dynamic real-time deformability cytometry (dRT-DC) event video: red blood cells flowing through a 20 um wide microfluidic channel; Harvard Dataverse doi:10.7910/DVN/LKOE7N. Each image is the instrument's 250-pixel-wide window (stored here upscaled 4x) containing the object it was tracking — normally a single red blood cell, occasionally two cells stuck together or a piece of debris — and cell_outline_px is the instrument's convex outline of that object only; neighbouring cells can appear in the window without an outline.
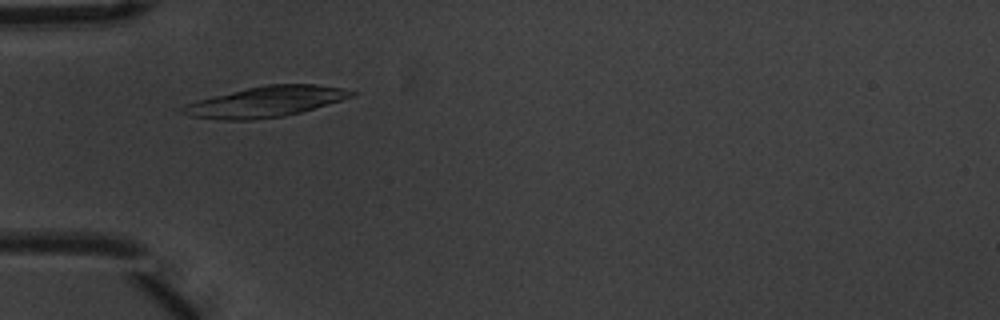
{"species": "common noctule bat (a hibernating species)", "species_latin": "Nyctalus noctula", "temperature_condition": "warm", "stored_images_in_passage": 5, "camera_frame_rate_fps": 3000, "um_per_image_px": 0.085, "animal": {"sex": "male", "body_mass_g": 20.1, "forearm_length_mm": 53.5}, "frame": {"image": 1, "passage_image": 4, "time_ms": 1.0, "image_size_px": [1000, 320], "cell_outline_px": [[356, 96], [300, 112], [284, 116], [252, 120], [216, 120], [192, 116], [184, 112], [180, 108], [184, 104], [196, 100], [264, 84], [316, 84], [344, 88], [356, 92]], "centroid_in_image_um": [22.61, 8.64], "position_along_channel_um": 62.4, "area_um2": 30.11}}